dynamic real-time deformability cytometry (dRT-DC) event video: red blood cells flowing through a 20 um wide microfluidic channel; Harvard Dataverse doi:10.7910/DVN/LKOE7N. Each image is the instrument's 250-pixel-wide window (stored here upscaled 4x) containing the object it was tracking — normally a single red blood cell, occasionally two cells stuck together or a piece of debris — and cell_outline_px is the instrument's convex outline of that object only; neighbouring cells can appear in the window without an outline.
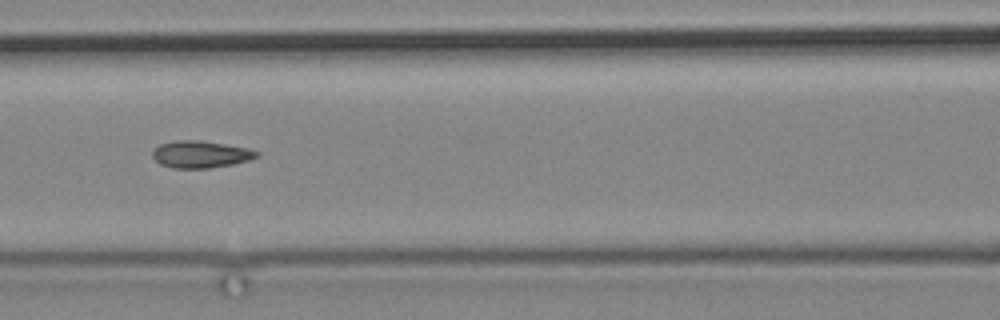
{"species": "common noctule bat (a hibernating species)", "species_latin": "Nyctalus noctula", "temperature_condition": "cold", "stored_images_in_passage": 6, "camera_frame_rate_fps": 3000, "um_per_image_px": 0.085, "animal": {"sex": "male", "body_mass_g": 19.2, "forearm_length_mm": 51.8}, "frame": {"image": 1, "passage_image": 6, "time_ms": 6.0, "image_size_px": [1000, 320], "cell_outline_px": [[260, 156], [248, 160], [232, 164], [208, 168], [172, 168], [160, 164], [152, 156], [152, 152], [160, 144], [176, 140], [200, 140], [248, 148], [260, 152]], "centroid_in_image_um": [17.06, 13.11], "position_along_channel_um": 149.5, "area_um2": 16.36}}